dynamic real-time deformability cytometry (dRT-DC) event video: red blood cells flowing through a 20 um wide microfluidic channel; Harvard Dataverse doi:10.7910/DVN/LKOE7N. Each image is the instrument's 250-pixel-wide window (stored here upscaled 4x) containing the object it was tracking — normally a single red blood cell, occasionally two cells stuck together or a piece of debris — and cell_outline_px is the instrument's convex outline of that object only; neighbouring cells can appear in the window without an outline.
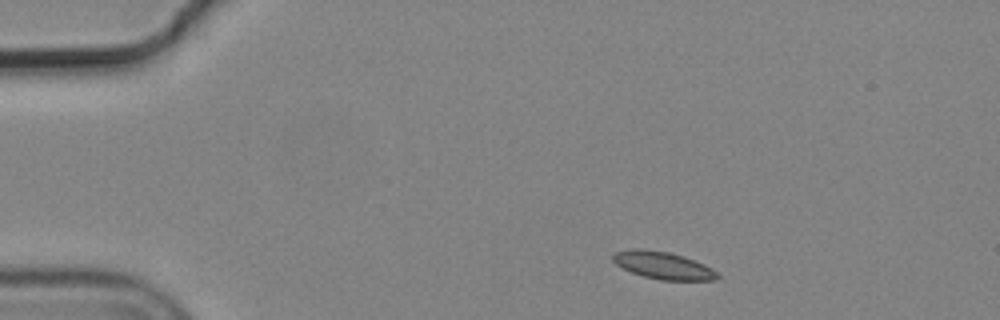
{"species": "common noctule bat (a hibernating species)", "species_latin": "Nyctalus noctula", "temperature_condition": "cold", "stored_images_in_passage": 4, "camera_frame_rate_fps": 3000, "um_per_image_px": 0.085, "animal": {"sex": "male", "body_mass_g": 19.2, "forearm_length_mm": 51.8}, "frame": {"image": 1, "passage_image": 1, "time_ms": 0.0, "image_size_px": [1000, 320], "cell_outline_px": [[720, 276], [716, 280], [660, 280], [644, 276], [632, 272], [616, 264], [612, 260], [612, 256], [616, 252], [632, 248], [644, 248], [668, 252], [684, 256], [704, 264], [712, 268]], "centroid_in_image_um": [56.37, 22.55], "position_along_channel_um": 28.6, "area_um2": 16.65}}